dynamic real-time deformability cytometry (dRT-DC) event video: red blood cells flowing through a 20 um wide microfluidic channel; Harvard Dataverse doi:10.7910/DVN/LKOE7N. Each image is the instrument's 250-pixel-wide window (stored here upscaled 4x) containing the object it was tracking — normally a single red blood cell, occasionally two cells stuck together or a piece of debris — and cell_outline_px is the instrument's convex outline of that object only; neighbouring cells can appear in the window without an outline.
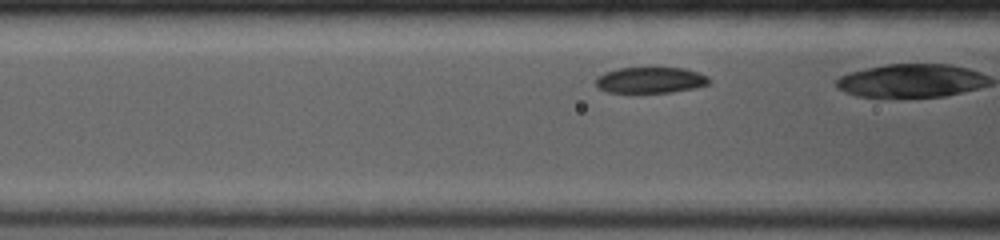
{"species": "common noctule bat (a hibernating species)", "species_latin": "Nyctalus noctula", "temperature_condition": "room temperature", "stored_images_in_passage": 7, "camera_frame_rate_fps": 4000, "um_per_image_px": 0.085, "animal": {"sex": "female", "body_mass_g": 19.0, "forearm_length_mm": 53.3}, "frame": {"image": 1, "passage_image": 5, "time_ms": 1.25, "image_size_px": [1000, 240], "cell_outline_px": [[712, 84], [696, 88], [672, 92], [632, 96], [608, 92], [596, 88], [596, 76], [604, 72], [620, 68], [684, 68], [708, 76]], "centroid_in_image_um": [55.24, 6.87], "position_along_channel_um": 111.4, "area_um2": 18.21}}